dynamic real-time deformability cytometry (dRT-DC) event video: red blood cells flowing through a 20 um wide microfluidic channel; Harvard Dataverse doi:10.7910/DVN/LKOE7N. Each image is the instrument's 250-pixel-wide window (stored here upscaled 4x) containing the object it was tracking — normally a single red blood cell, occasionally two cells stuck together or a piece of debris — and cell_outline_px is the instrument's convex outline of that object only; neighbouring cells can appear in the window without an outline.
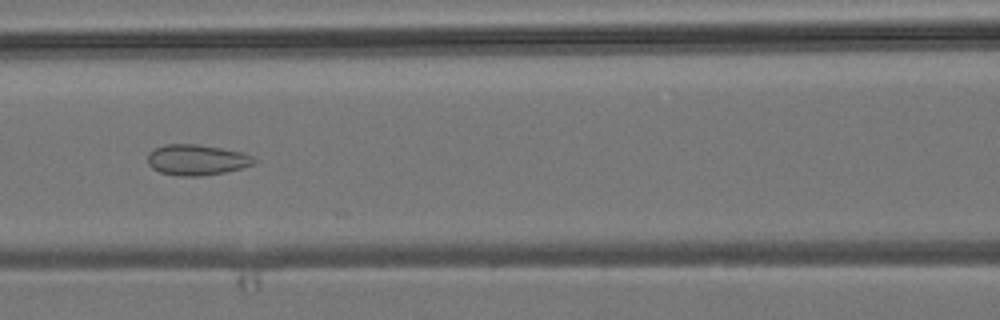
{"species": "common noctule bat (a hibernating species)", "species_latin": "Nyctalus noctula", "temperature_condition": "room temperature", "stored_images_in_passage": 6, "camera_frame_rate_fps": 3000, "um_per_image_px": 0.085, "animal": {"sex": "male", "body_mass_g": 19.2, "forearm_length_mm": 51.8}, "frame": {"image": 1, "passage_image": 6, "time_ms": 5.667, "image_size_px": [1000, 320], "cell_outline_px": [[260, 160], [252, 164], [240, 168], [224, 172], [200, 176], [180, 176], [160, 172], [152, 168], [148, 164], [148, 156], [156, 148], [164, 144], [196, 144], [244, 152]], "centroid_in_image_um": [16.75, 13.58], "position_along_channel_um": 149.9, "area_um2": 18.9}}